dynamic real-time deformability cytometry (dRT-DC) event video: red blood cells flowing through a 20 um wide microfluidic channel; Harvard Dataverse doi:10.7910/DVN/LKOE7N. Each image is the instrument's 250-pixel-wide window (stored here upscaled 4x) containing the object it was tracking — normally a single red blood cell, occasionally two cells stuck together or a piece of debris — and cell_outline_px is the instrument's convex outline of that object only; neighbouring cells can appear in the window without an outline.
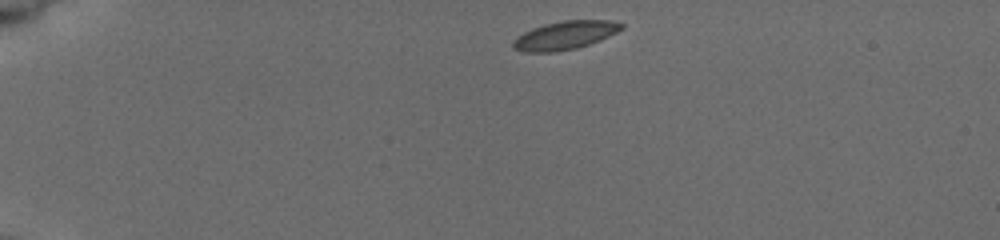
{"species": "common noctule bat (a hibernating species)", "species_latin": "Nyctalus noctula", "temperature_condition": "cold", "stored_images_in_passage": 22, "camera_frame_rate_fps": 3000, "um_per_image_px": 0.085, "animal": {"sex": "female", "body_mass_g": 19.5, "forearm_length_mm": 54.1}, "frame": {"image": 1, "passage_image": 1, "time_ms": 0.0, "image_size_px": [1000, 240], "cell_outline_px": [[624, 28], [600, 40], [576, 48], [556, 52], [524, 52], [512, 48], [512, 40], [516, 36], [532, 28], [544, 24], [564, 20], [612, 20], [624, 24]], "centroid_in_image_um": [47.99, 3.0], "position_along_channel_um": 37.0, "area_um2": 18.03}}
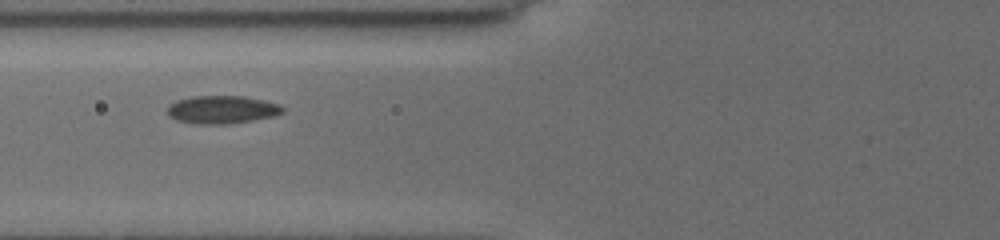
{"frame": {"image": 2, "passage_image": 14, "time_ms": 3.667, "image_size_px": [1000, 240], "cell_outline_px": [[284, 112], [276, 116], [228, 124], [196, 124], [176, 120], [168, 116], [168, 104], [176, 100], [192, 96], [244, 96], [264, 100], [280, 104], [284, 108]], "centroid_in_image_um": [18.87, 9.32], "position_along_channel_um": 106.9, "area_um2": 19.02}}
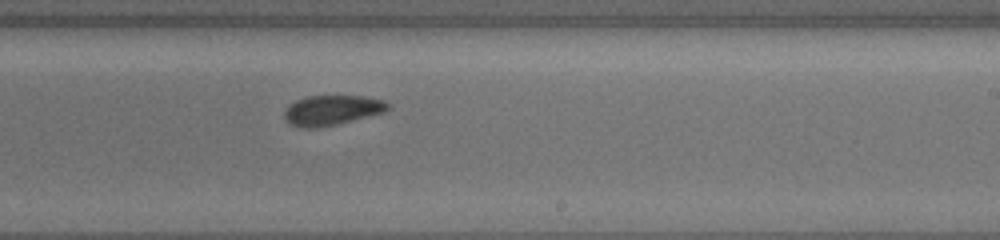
{"frame": {"image": 3, "passage_image": 22, "time_ms": 7.667, "image_size_px": [1000, 240], "cell_outline_px": [[392, 108], [384, 112], [336, 124], [316, 128], [300, 128], [288, 124], [284, 120], [284, 112], [296, 100], [308, 96], [364, 96], [384, 100], [392, 104]], "centroid_in_image_um": [28.24, 9.37], "position_along_channel_um": 260.8, "area_um2": 18.15}}